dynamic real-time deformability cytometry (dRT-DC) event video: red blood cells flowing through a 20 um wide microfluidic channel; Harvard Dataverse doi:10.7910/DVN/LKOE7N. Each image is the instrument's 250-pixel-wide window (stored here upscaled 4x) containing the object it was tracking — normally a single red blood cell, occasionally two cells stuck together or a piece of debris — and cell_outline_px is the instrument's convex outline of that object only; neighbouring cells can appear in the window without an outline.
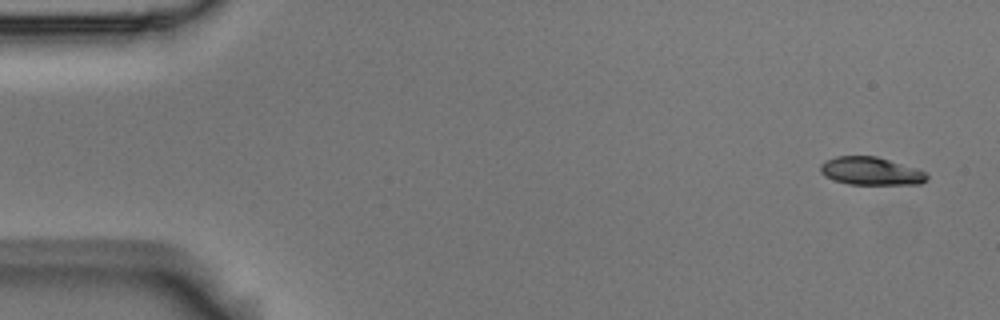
{"species": "Egyptian fruit bat (a non-hibernating species)", "species_latin": "Rousettus aegyptiacus", "temperature_condition": "room temperature", "stored_images_in_passage": 4, "camera_frame_rate_fps": 3000, "um_per_image_px": 0.085, "animal": {"sex": "male"}, "frame": {"image": 1, "passage_image": 1, "time_ms": 0.0, "image_size_px": [1000, 320], "cell_outline_px": [[928, 180], [920, 184], [848, 184], [832, 180], [824, 176], [820, 172], [820, 164], [824, 160], [836, 156], [876, 156], [916, 168], [924, 172], [928, 176]], "centroid_in_image_um": [73.98, 14.54], "position_along_channel_um": 11.0, "area_um2": 17.46}}